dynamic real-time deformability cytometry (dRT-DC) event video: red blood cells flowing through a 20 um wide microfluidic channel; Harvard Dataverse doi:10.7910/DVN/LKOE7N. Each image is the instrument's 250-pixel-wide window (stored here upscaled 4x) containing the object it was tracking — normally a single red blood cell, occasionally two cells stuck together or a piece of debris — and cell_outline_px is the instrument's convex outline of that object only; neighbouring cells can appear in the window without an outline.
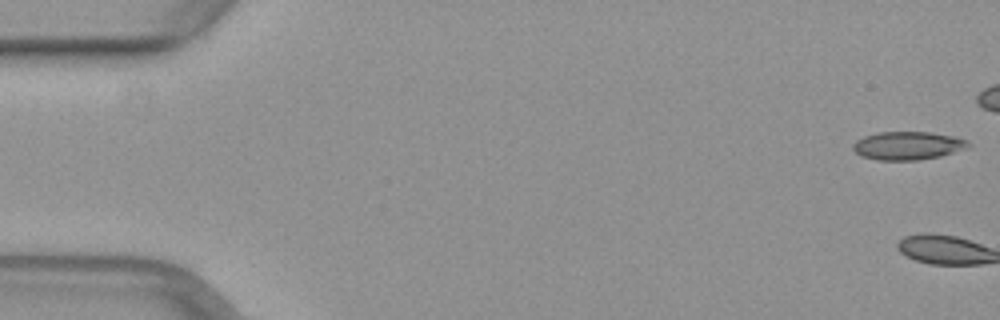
{"species": "common noctule bat (a hibernating species)", "species_latin": "Nyctalus noctula", "temperature_condition": "warm", "stored_images_in_passage": 2, "camera_frame_rate_fps": 3000, "um_per_image_px": 0.085, "animal": {"sex": "female", "body_mass_g": 29.2, "forearm_length_mm": 56.3}, "frame": {"image": 1, "passage_image": 1, "time_ms": 0.0, "image_size_px": [1000, 320], "cell_outline_px": [[972, 144], [968, 148], [940, 156], [916, 160], [876, 160], [860, 156], [852, 148], [852, 144], [856, 140], [864, 136], [880, 132], [932, 132], [952, 136], [968, 140]], "centroid_in_image_um": [77.16, 12.38], "position_along_channel_um": 7.8, "area_um2": 19.07}}